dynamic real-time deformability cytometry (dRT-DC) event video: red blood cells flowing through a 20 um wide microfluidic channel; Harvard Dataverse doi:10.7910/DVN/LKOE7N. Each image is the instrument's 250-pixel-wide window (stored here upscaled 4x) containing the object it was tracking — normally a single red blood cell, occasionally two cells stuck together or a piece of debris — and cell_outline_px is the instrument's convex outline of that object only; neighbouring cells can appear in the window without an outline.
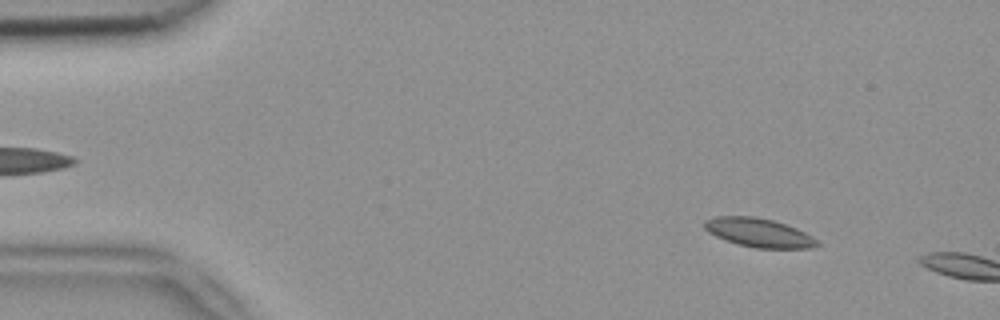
{"species": "common noctule bat (a hibernating species)", "species_latin": "Nyctalus noctula", "temperature_condition": "room temperature", "stored_images_in_passage": 8, "camera_frame_rate_fps": 3000, "um_per_image_px": 0.085, "animal": {"sex": "female", "body_mass_g": 18.4}, "frame": {"image": 1, "passage_image": 6, "time_ms": 1.667, "image_size_px": [1000, 320], "cell_outline_px": [[820, 244], [812, 248], [756, 248], [740, 244], [716, 236], [708, 232], [704, 228], [704, 220], [716, 216], [756, 216], [772, 220], [796, 228], [812, 236]], "centroid_in_image_um": [64.49, 19.76], "position_along_channel_um": 20.5, "area_um2": 18.73}}